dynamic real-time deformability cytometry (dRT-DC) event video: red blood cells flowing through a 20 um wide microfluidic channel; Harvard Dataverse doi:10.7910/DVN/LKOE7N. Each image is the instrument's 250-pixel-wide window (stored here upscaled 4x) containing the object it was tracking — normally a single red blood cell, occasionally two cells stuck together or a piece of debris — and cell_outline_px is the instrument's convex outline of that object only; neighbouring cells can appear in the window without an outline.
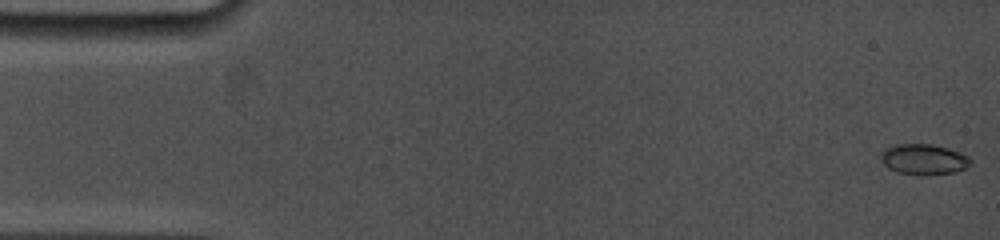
{"species": "common noctule bat (a hibernating species)", "species_latin": "Nyctalus noctula", "temperature_condition": "cold", "stored_images_in_passage": 34, "camera_frame_rate_fps": 5000, "um_per_image_px": 0.085, "animal": {"sex": "female", "body_mass_g": 19.0, "forearm_length_mm": 53.3}, "frame": {"image": 1, "passage_image": 1, "time_ms": 0.0, "image_size_px": [1000, 240], "cell_outline_px": [[972, 164], [956, 172], [924, 176], [920, 176], [896, 172], [888, 168], [880, 160], [880, 152], [884, 148], [896, 144], [932, 144], [948, 148], [960, 152], [968, 156], [972, 160]], "centroid_in_image_um": [78.5, 13.55], "position_along_channel_um": 6.5, "area_um2": 16.42}}
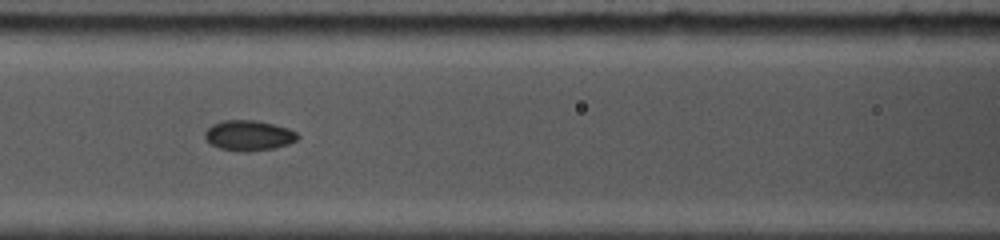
{"frame": {"image": 2, "passage_image": 17, "time_ms": 7.2, "image_size_px": [1000, 240], "cell_outline_px": [[300, 136], [296, 140], [288, 144], [276, 148], [244, 152], [240, 152], [220, 148], [212, 144], [204, 136], [204, 132], [212, 124], [224, 120], [256, 120], [288, 128], [296, 132]], "centroid_in_image_um": [21.15, 11.51], "position_along_channel_um": 145.4, "area_um2": 16.36}}
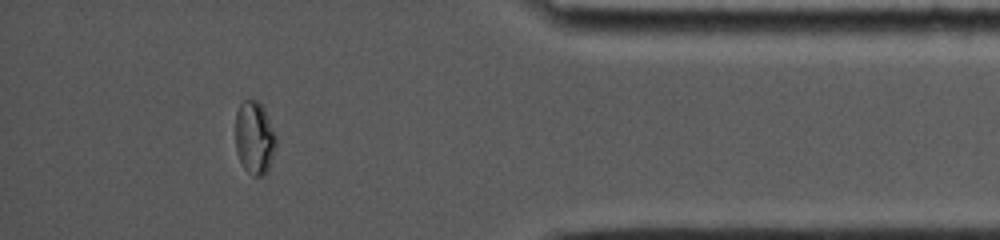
{"frame": {"image": 3, "passage_image": 30, "time_ms": 14.8, "image_size_px": [1000, 240], "cell_outline_px": [[276, 148], [268, 172], [264, 176], [252, 176], [244, 168], [236, 152], [236, 112], [240, 104], [244, 100], [260, 100], [264, 108], [276, 136]], "centroid_in_image_um": [21.65, 11.72], "position_along_channel_um": 413.6, "area_um2": 17.51}, "authors_computed_cell_mechanics": {"area_um2": 16.0684, "velocity_mm_per_s": 3.7925, "shape_relaxation_time_tau1_ms": 3.8208, "shape_relaxation_time_tau2_ms": 1.2436, "deformation_change_tau1": 0.13, "deformation_change_tau2": 0.0406}}